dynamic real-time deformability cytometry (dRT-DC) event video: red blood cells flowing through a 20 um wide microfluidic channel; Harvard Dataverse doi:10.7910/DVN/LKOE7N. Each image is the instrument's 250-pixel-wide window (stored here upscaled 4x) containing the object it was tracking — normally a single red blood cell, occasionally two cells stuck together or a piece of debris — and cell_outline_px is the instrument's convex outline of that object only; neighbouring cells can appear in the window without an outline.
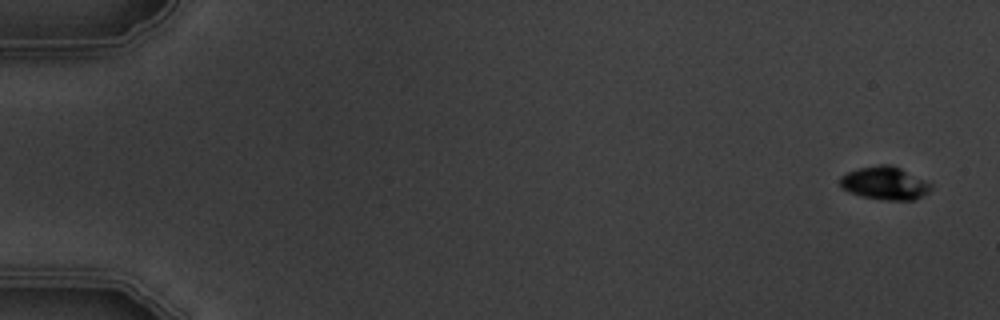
{"species": "common noctule bat (a hibernating species)", "species_latin": "Nyctalus noctula", "temperature_condition": "warm", "stored_images_in_passage": 5, "camera_frame_rate_fps": 3000, "um_per_image_px": 0.085, "animal": {"sex": "male", "body_mass_g": 19.5, "forearm_length_mm": 54.6}, "frame": {"image": 1, "passage_image": 1, "time_ms": 0.0, "image_size_px": [1000, 320], "cell_outline_px": [[932, 188], [928, 192], [916, 200], [884, 200], [860, 196], [848, 192], [840, 188], [840, 176], [848, 172], [860, 168], [880, 164], [888, 164], [900, 168], [932, 184]], "centroid_in_image_um": [75.18, 15.59], "position_along_channel_um": 9.8, "area_um2": 17.51}}
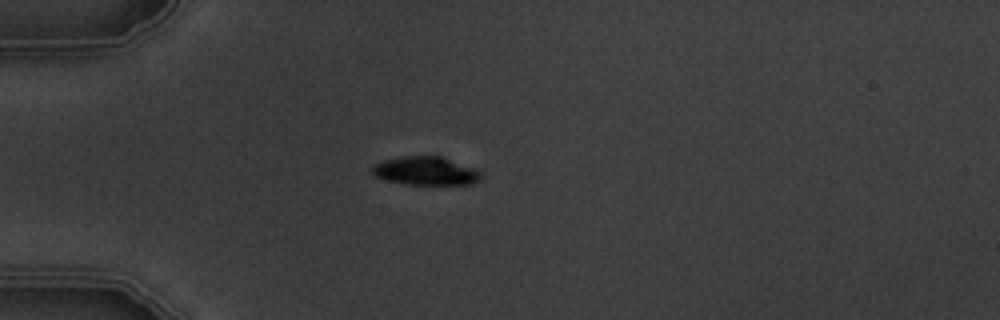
{"frame": {"image": 2, "passage_image": 5, "time_ms": 4.667, "image_size_px": [1000, 320], "cell_outline_px": [[480, 180], [472, 184], [404, 184], [388, 180], [376, 176], [372, 172], [372, 168], [376, 164], [384, 160], [404, 156], [440, 156], [476, 168], [480, 172]], "centroid_in_image_um": [36.21, 14.53], "position_along_channel_um": 48.8, "area_um2": 17.8}}